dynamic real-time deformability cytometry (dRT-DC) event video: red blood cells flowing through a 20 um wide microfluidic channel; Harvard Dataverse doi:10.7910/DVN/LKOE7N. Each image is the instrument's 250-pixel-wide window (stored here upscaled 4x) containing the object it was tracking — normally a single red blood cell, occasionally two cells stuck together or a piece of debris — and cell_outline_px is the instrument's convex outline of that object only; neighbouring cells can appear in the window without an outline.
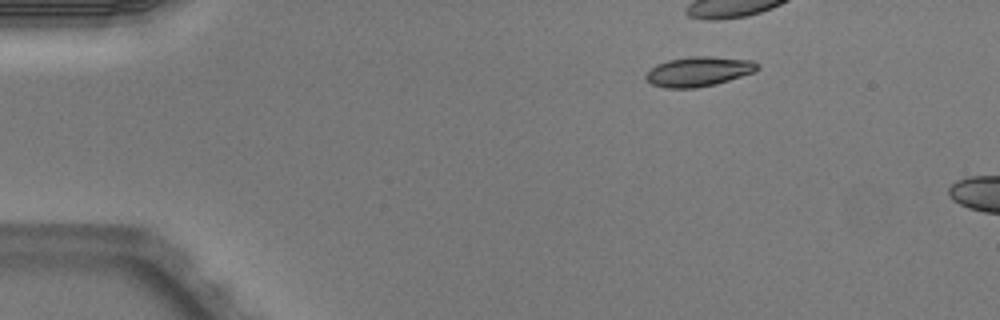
{"species": "Egyptian fruit bat (a non-hibernating species)", "species_latin": "Rousettus aegyptiacus", "temperature_condition": "warm", "stored_images_in_passage": 3, "camera_frame_rate_fps": 3000, "um_per_image_px": 0.085, "animal": {"sex": "male"}, "frame": {"image": 1, "passage_image": 1, "time_ms": 0.0, "image_size_px": [1000, 320], "cell_outline_px": [[760, 68], [756, 72], [716, 84], [696, 88], [664, 88], [652, 84], [644, 76], [656, 64], [668, 60], [692, 56], [708, 56], [752, 60], [760, 64]], "centroid_in_image_um": [59.43, 6.08], "position_along_channel_um": 25.6, "area_um2": 19.42}}